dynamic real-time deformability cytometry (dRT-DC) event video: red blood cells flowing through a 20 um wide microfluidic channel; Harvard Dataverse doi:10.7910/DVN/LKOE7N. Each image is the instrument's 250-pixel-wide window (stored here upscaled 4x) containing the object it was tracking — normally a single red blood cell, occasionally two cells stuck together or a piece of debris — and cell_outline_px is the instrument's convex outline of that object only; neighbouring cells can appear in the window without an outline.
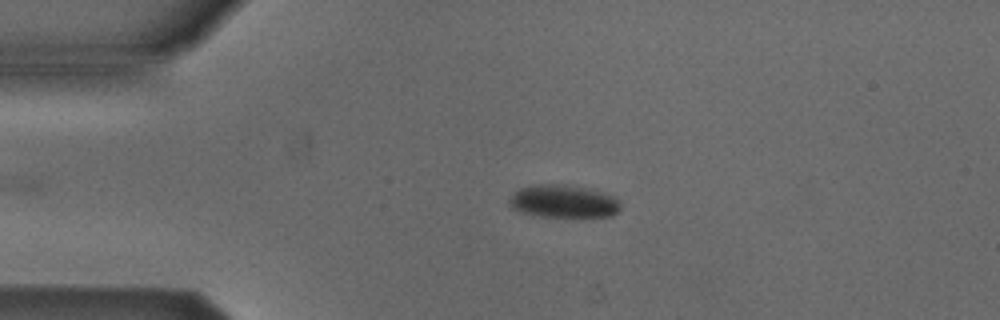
{"species": "Egyptian fruit bat (a non-hibernating species)", "species_latin": "Rousettus aegyptiacus", "temperature_condition": "cold", "stored_images_in_passage": 3, "camera_frame_rate_fps": 3000, "um_per_image_px": 0.085, "animal": {"sex": "male"}, "frame": {"image": 1, "passage_image": 2, "time_ms": 2.0, "image_size_px": [1000, 320], "cell_outline_px": [[620, 208], [612, 216], [540, 216], [520, 212], [512, 208], [508, 200], [520, 188], [532, 184], [564, 184], [600, 192], [612, 196], [620, 204]], "centroid_in_image_um": [47.84, 17.11], "position_along_channel_um": 37.2, "area_um2": 20.81}}